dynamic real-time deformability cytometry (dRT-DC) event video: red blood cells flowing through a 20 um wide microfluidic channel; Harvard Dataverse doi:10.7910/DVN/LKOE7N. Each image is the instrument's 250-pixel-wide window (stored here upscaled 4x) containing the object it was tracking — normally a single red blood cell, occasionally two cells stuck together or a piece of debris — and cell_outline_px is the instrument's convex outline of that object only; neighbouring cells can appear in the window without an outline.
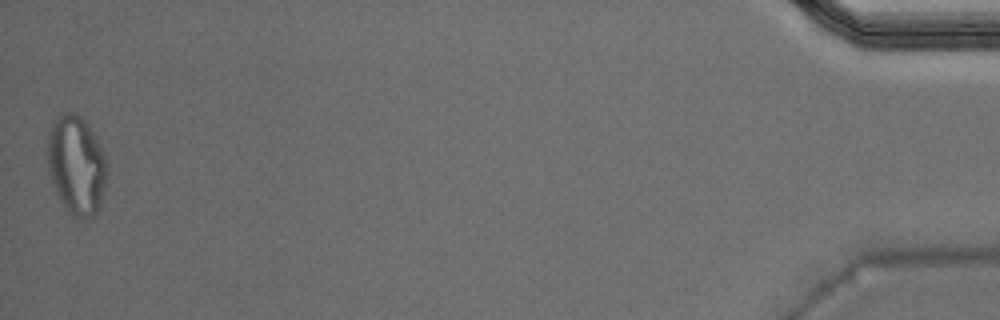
{"species": "Egyptian fruit bat (a non-hibernating species)", "species_latin": "Rousettus aegyptiacus", "temperature_condition": "warm", "stored_images_in_passage": 49, "segment_of_instrument_passage": [2, 2], "camera_frame_rate_fps": 3000, "um_per_image_px": 0.085, "animal": {"sex": "male"}, "frame": {"image": 1, "passage_image": 49, "time_ms": 16.0, "image_size_px": [1000, 320], "cell_outline_px": [[108, 172], [104, 192], [100, 208], [92, 216], [84, 220], [72, 216], [68, 212], [60, 200], [52, 184], [48, 168], [48, 136], [52, 120], [56, 116], [64, 112], [76, 112], [88, 124], [96, 136], [104, 152], [108, 164]], "centroid_in_image_um": [6.52, 14.03], "position_along_channel_um": 428.7, "area_um2": 35.03}}